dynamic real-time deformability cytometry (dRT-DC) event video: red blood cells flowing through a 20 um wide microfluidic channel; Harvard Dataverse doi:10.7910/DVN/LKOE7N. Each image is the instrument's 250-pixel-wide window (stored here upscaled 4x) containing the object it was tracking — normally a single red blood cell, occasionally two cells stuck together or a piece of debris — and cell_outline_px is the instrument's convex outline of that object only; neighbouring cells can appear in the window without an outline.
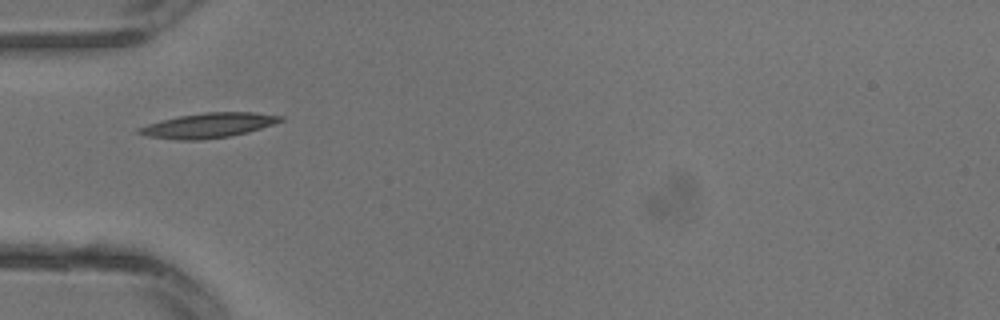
{"species": "common noctule bat (a hibernating species)", "species_latin": "Nyctalus noctula", "temperature_condition": "warm", "stored_images_in_passage": 21, "camera_frame_rate_fps": 3000, "um_per_image_px": 0.085, "animal": {"sex": "male", "body_mass_g": 13.3}, "frame": {"image": 1, "passage_image": 1, "time_ms": 0.0, "image_size_px": [1000, 320], "cell_outline_px": [[284, 120], [248, 132], [228, 136], [200, 140], [176, 140], [148, 136], [136, 132], [136, 128], [160, 120], [180, 116], [204, 112], [252, 112], [284, 116]], "centroid_in_image_um": [17.69, 10.65], "position_along_channel_um": 67.3, "area_um2": 20.35}}
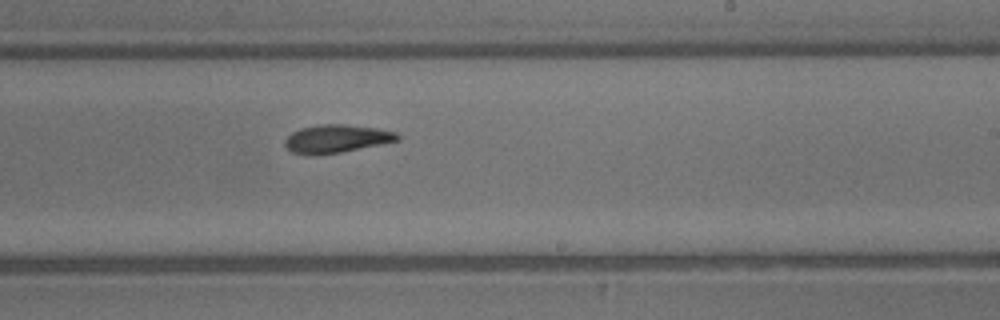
{"frame": {"image": 2, "passage_image": 10, "time_ms": 3.0, "image_size_px": [1000, 320], "cell_outline_px": [[400, 140], [340, 152], [292, 152], [284, 144], [284, 140], [292, 132], [300, 128], [320, 124], [344, 124], [376, 128], [396, 132], [400, 136]], "centroid_in_image_um": [28.65, 11.74], "position_along_channel_um": 260.4, "area_um2": 17.69}}
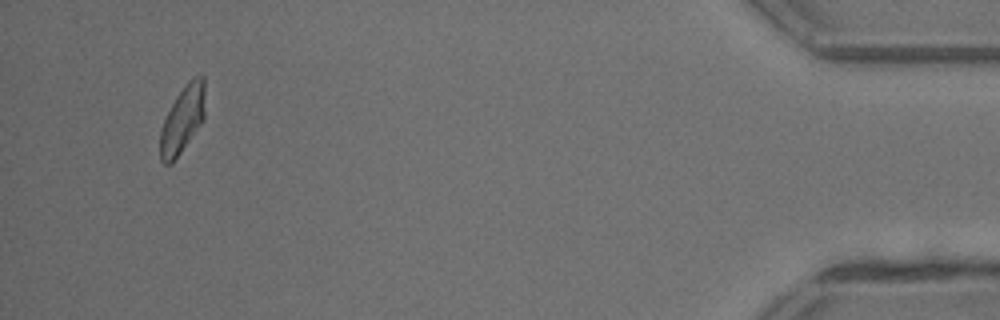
{"frame": {"image": 3, "passage_image": 21, "time_ms": 6.667, "image_size_px": [1000, 320], "cell_outline_px": [[204, 120], [172, 164], [164, 164], [160, 160], [160, 132], [164, 120], [176, 96], [188, 80], [196, 76], [204, 76]], "centroid_in_image_um": [15.51, 10.17], "position_along_channel_um": 419.7, "area_um2": 17.46}}